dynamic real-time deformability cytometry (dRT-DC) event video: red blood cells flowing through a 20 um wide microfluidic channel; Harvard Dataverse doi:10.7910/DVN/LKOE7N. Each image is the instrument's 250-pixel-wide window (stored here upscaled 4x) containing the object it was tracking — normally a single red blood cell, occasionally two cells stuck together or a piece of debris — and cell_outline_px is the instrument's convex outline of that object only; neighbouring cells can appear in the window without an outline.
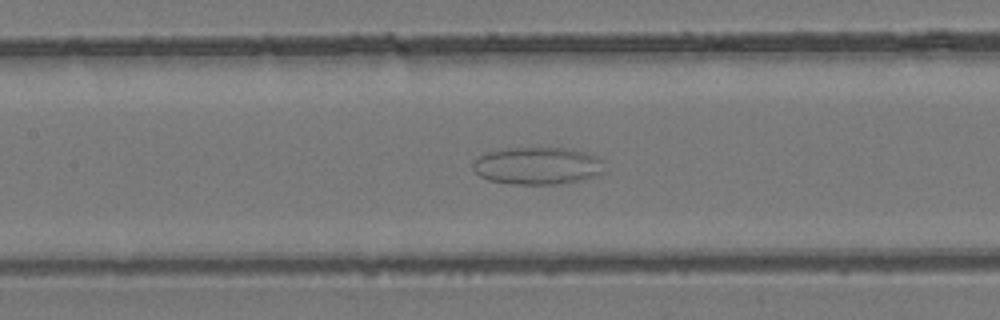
{"species": "common noctule bat (a hibernating species)", "species_latin": "Nyctalus noctula", "temperature_condition": "room temperature", "stored_images_in_passage": 43, "camera_frame_rate_fps": 3000, "um_per_image_px": 0.085, "animal": {"sex": "female", "body_mass_g": 24.6, "forearm_length_mm": 56.2}, "frame": {"image": 1, "passage_image": 25, "time_ms": 8.0, "image_size_px": [1000, 320], "cell_outline_px": [[604, 172], [592, 176], [560, 184], [512, 184], [488, 180], [480, 176], [472, 168], [472, 164], [480, 156], [488, 152], [508, 148], [572, 148], [596, 156], [600, 160]], "centroid_in_image_um": [45.65, 14.09], "position_along_channel_um": 161.7, "area_um2": 28.32}}
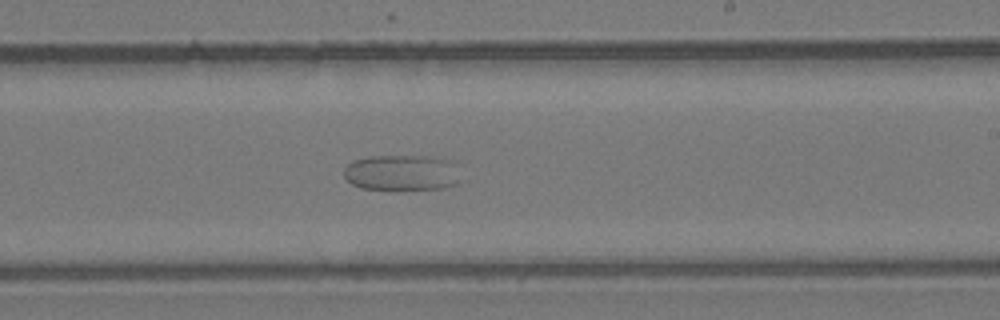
{"frame": {"image": 2, "passage_image": 32, "time_ms": 10.333, "image_size_px": [1000, 320], "cell_outline_px": [[456, 184], [440, 188], [360, 188], [352, 184], [344, 176], [344, 168], [352, 160], [368, 156], [428, 156], [448, 160]], "centroid_in_image_um": [33.97, 14.65], "position_along_channel_um": 255.0, "area_um2": 23.18}}
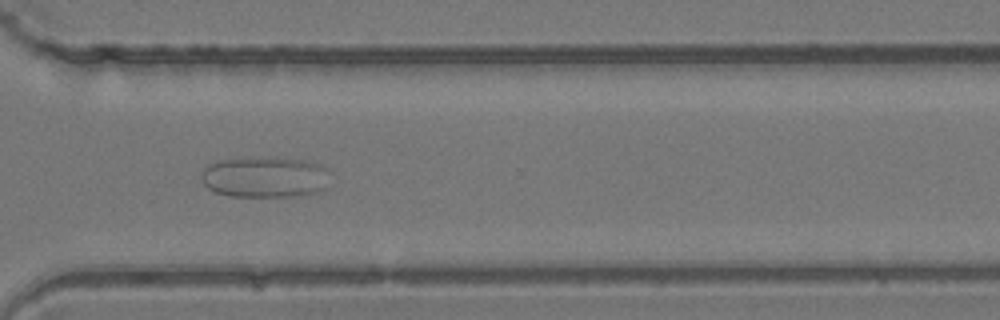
{"frame": {"image": 3, "passage_image": 39, "time_ms": 12.667, "image_size_px": [1000, 320], "cell_outline_px": [[324, 188], [316, 192], [296, 196], [232, 196], [216, 192], [208, 188], [204, 184], [200, 176], [204, 168], [208, 164], [220, 160], [252, 156], [276, 156], [304, 160], [320, 164], [324, 168]], "centroid_in_image_um": [22.42, 15.01], "position_along_channel_um": 348.2, "area_um2": 30.75}}